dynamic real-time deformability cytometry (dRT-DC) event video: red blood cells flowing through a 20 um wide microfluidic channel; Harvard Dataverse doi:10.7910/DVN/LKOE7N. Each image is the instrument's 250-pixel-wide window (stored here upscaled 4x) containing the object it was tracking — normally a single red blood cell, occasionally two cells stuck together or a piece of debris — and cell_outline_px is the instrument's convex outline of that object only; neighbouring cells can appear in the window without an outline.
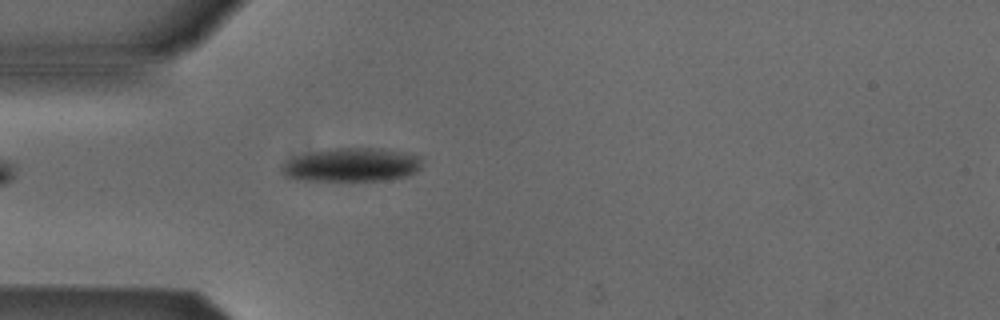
{"species": "Egyptian fruit bat (a non-hibernating species)", "species_latin": "Rousettus aegyptiacus", "temperature_condition": "cold", "stored_images_in_passage": 2, "camera_frame_rate_fps": 3000, "um_per_image_px": 0.085, "animal": {"sex": "male"}, "frame": {"image": 1, "passage_image": 2, "time_ms": 1.333, "image_size_px": [1000, 320], "cell_outline_px": [[424, 160], [420, 168], [416, 172], [408, 176], [384, 180], [304, 180], [284, 176], [280, 172], [280, 164], [288, 160], [312, 152], [336, 148], [380, 148], [400, 152], [416, 156]], "centroid_in_image_um": [29.89, 14.02], "position_along_channel_um": 55.1, "area_um2": 27.28}}